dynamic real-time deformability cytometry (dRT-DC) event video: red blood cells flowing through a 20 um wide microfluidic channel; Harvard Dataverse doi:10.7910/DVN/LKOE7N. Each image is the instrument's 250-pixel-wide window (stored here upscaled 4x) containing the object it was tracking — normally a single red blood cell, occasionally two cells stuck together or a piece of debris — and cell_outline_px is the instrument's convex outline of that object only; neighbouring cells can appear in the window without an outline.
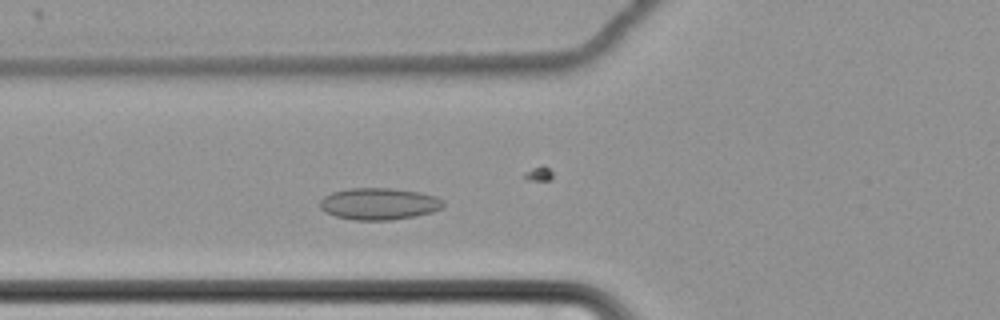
{"species": "common noctule bat (a hibernating species)", "species_latin": "Nyctalus noctula", "temperature_condition": "cold", "stored_images_in_passage": 52, "camera_frame_rate_fps": 3000, "um_per_image_px": 0.085, "animal": {"sex": "female", "body_mass_g": 22.7, "forearm_length_mm": 54.2}, "frame": {"image": 1, "passage_image": 17, "time_ms": 5.333, "image_size_px": [1000, 320], "cell_outline_px": [[444, 208], [432, 212], [416, 216], [392, 220], [352, 220], [336, 216], [324, 212], [320, 208], [320, 200], [324, 196], [332, 192], [348, 188], [392, 188], [420, 192], [436, 196], [444, 200]], "centroid_in_image_um": [32.23, 17.32], "position_along_channel_um": 93.6, "area_um2": 23.18}}
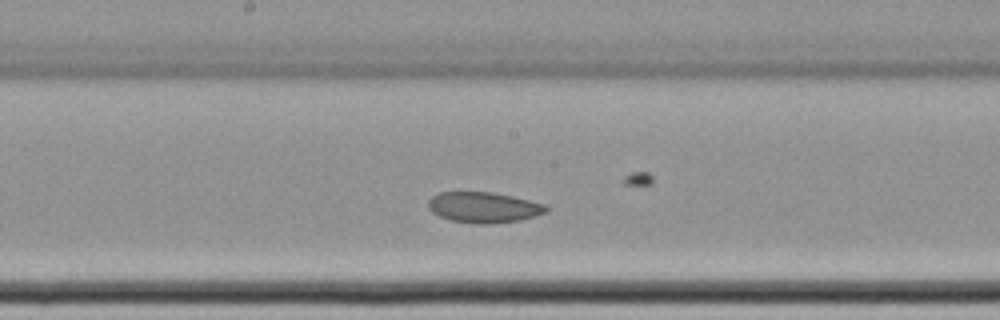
{"frame": {"image": 2, "passage_image": 27, "time_ms": 8.667, "image_size_px": [1000, 320], "cell_outline_px": [[548, 212], [520, 220], [484, 224], [472, 224], [452, 220], [440, 216], [432, 212], [428, 208], [428, 200], [432, 196], [440, 192], [492, 192], [512, 196], [544, 204], [548, 208]], "centroid_in_image_um": [41.09, 17.62], "position_along_channel_um": 207.1, "area_um2": 20.98}}
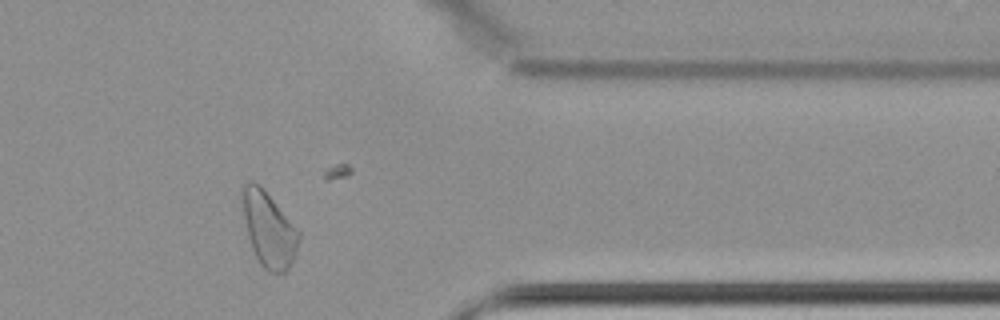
{"frame": {"image": 3, "passage_image": 44, "time_ms": 14.333, "image_size_px": [1000, 320], "cell_outline_px": [[300, 240], [292, 260], [288, 268], [284, 272], [268, 272], [260, 264], [252, 248], [248, 236], [240, 196], [244, 184], [248, 180], [252, 180], [260, 184], [264, 188], [300, 232]], "centroid_in_image_um": [22.82, 19.44], "position_along_channel_um": 388.6, "area_um2": 24.62}}